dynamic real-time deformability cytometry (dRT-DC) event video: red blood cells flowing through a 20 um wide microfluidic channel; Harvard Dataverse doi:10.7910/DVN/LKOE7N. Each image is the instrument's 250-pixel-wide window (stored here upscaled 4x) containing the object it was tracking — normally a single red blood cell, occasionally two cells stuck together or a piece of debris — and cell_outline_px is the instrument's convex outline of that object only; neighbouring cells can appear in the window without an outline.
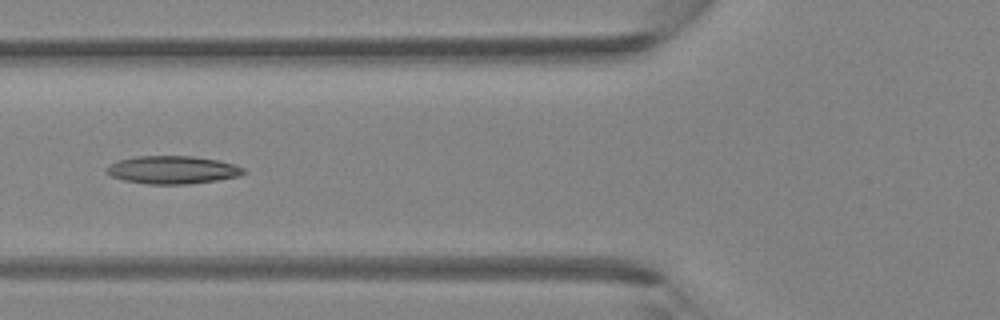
{"species": "Egyptian fruit bat (a non-hibernating species)", "species_latin": "Rousettus aegyptiacus", "temperature_condition": "room temperature", "stored_images_in_passage": 5, "camera_frame_rate_fps": 3000, "um_per_image_px": 0.085, "animal": {"sex": "female"}, "frame": {"image": 1, "passage_image": 5, "time_ms": 1.333, "image_size_px": [1000, 320], "cell_outline_px": [[248, 172], [236, 176], [216, 180], [188, 184], [148, 184], [124, 180], [108, 176], [104, 172], [108, 164], [116, 160], [136, 156], [192, 156], [220, 160], [244, 168]], "centroid_in_image_um": [14.59, 14.43], "position_along_channel_um": 111.2, "area_um2": 22.48}}